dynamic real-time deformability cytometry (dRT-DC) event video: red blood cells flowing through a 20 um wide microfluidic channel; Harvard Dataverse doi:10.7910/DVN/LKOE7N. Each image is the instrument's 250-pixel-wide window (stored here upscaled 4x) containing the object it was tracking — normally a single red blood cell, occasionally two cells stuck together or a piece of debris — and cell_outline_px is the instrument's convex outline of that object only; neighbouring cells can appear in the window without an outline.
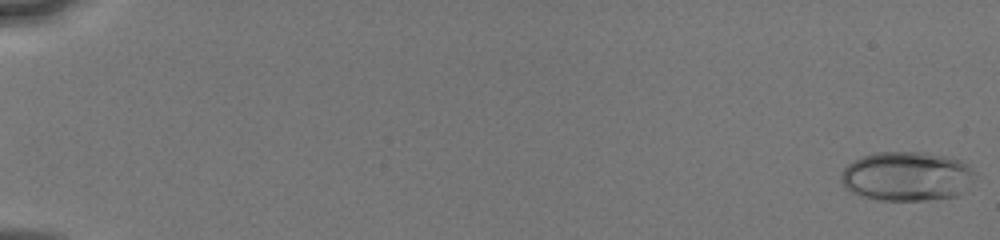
{"species": "human", "species_latin": "Homo sapiens", "temperature_condition": "cold", "stored_images_in_passage": 6, "camera_frame_rate_fps": 3000, "um_per_image_px": 0.085, "donor": {"sex": "male"}, "frame": {"image": 1, "passage_image": 1, "time_ms": 0.0, "image_size_px": [1000, 240], "cell_outline_px": [[976, 176], [964, 192], [956, 196], [928, 200], [880, 200], [864, 196], [852, 192], [844, 188], [840, 180], [840, 176], [844, 168], [852, 160], [860, 156], [876, 152], [924, 152], [944, 156], [960, 160], [968, 164], [972, 168]], "centroid_in_image_um": [77.08, 14.98], "position_along_channel_um": 7.9, "area_um2": 38.84}}